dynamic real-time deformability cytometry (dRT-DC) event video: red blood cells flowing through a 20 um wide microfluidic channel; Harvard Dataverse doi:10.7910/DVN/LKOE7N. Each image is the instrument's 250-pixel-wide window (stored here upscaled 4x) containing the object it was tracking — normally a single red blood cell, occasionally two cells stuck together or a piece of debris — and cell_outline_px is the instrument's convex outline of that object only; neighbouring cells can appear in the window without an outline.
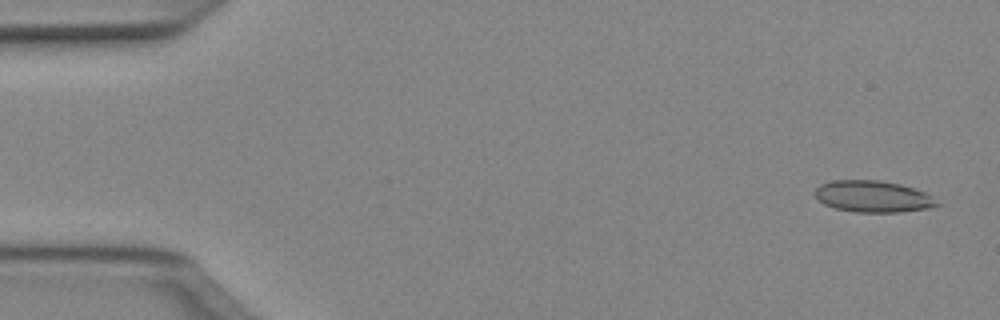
{"species": "Egyptian fruit bat (a non-hibernating species)", "species_latin": "Rousettus aegyptiacus", "temperature_condition": "cold", "stored_images_in_passage": 50, "camera_frame_rate_fps": 3000, "um_per_image_px": 0.085, "animal": {"sex": "female"}, "frame": {"image": 1, "passage_image": 2, "time_ms": 0.333, "image_size_px": [1000, 320], "cell_outline_px": [[940, 204], [932, 208], [900, 212], [856, 212], [836, 208], [824, 204], [812, 192], [820, 184], [832, 180], [880, 180], [900, 184], [924, 192]], "centroid_in_image_um": [74.17, 16.7], "position_along_channel_um": 10.8, "area_um2": 22.37}}
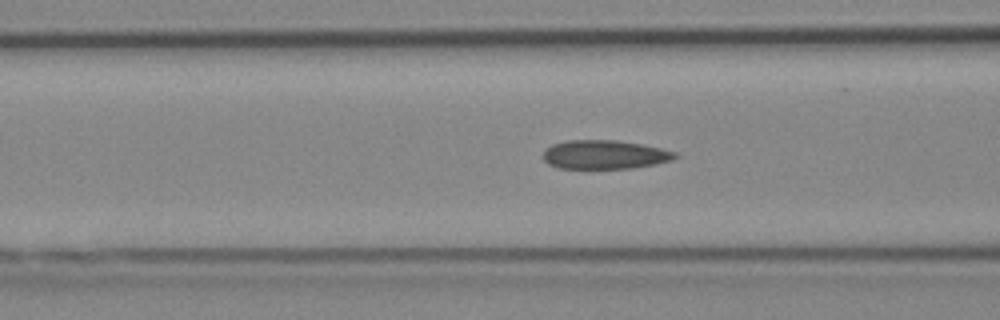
{"frame": {"image": 2, "passage_image": 19, "time_ms": 6.0, "image_size_px": [1000, 320], "cell_outline_px": [[680, 156], [672, 160], [656, 164], [632, 168], [556, 168], [548, 164], [544, 160], [544, 152], [552, 144], [568, 140], [616, 140], [640, 144], [660, 148], [676, 152]], "centroid_in_image_um": [51.41, 13.14], "position_along_channel_um": 115.2, "area_um2": 22.14}}
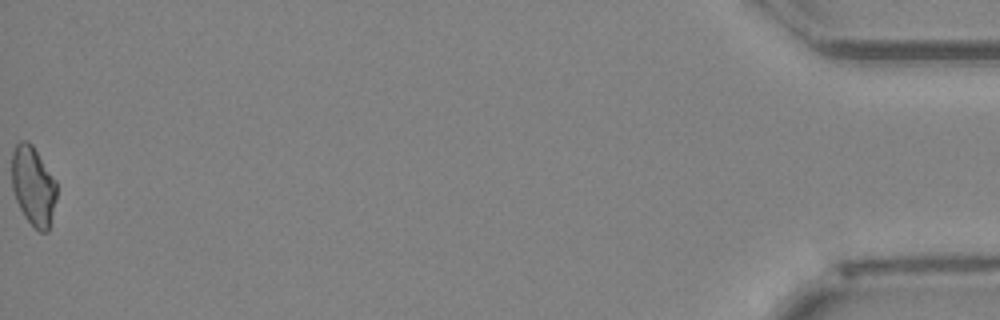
{"frame": {"image": 3, "passage_image": 50, "time_ms": 16.333, "image_size_px": [1000, 320], "cell_outline_px": [[56, 200], [48, 232], [40, 232], [24, 216], [16, 200], [12, 188], [12, 152], [16, 144], [20, 140], [28, 140], [32, 144], [56, 180]], "centroid_in_image_um": [2.82, 15.78], "position_along_channel_um": 432.4, "area_um2": 20.75}, "authors_computed_cell_mechanics": {"area_um2": 22.1085, "velocity_mm_per_s": 4.0412, "shape_relaxation_time_tau1_ms": null, "shape_relaxation_time_tau2_ms": 3.722, "deformation_change_tau1": null, "deformation_change_tau2": 0.1214}}